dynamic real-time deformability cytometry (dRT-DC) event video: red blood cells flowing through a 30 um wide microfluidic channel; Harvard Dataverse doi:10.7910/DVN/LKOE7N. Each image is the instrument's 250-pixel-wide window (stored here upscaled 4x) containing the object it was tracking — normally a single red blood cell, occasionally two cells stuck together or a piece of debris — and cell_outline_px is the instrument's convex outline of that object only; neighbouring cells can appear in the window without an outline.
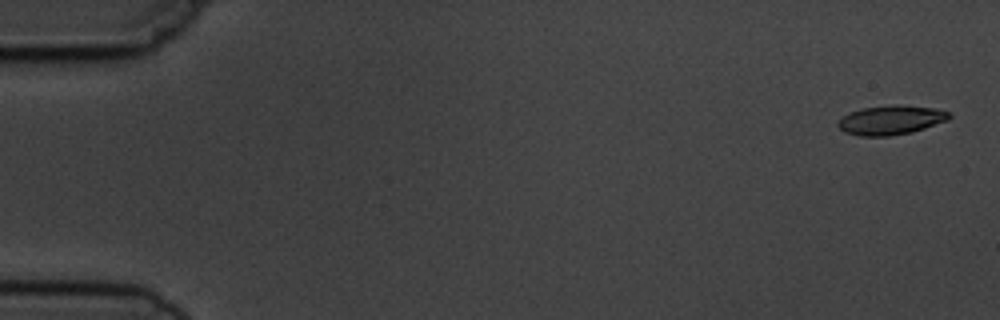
{"species": "common noctule bat (a hibernating species)", "species_latin": "Nyctalus noctula", "temperature_condition": "cold", "stored_images_in_passage": 6, "segment_of_instrument_passage": [1, 2], "camera_frame_rate_fps": 3000, "um_per_image_px": 0.085, "animal": {"sex": "male", "body_mass_g": 19.5, "forearm_length_mm": 54.6}, "frame": {"image": 1, "passage_image": 1, "time_ms": 0.0, "image_size_px": [1000, 320], "cell_outline_px": [[952, 116], [948, 120], [912, 132], [888, 136], [860, 136], [844, 132], [836, 124], [848, 112], [864, 108], [892, 104], [900, 104], [936, 108], [948, 112]], "centroid_in_image_um": [75.73, 10.19], "position_along_channel_um": 9.3, "area_um2": 19.02}}
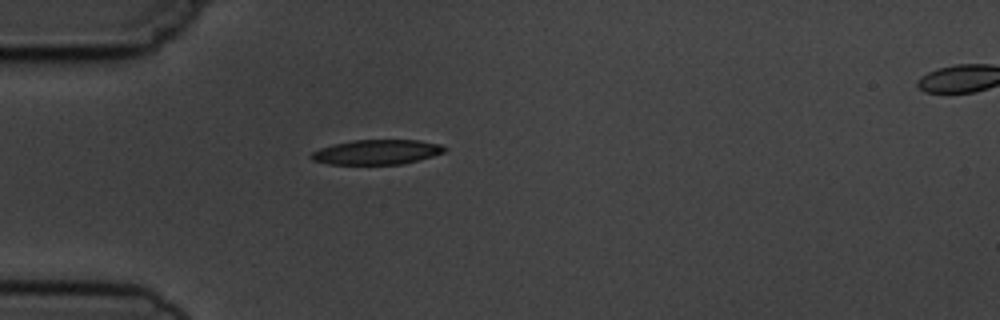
{"frame": {"image": 2, "passage_image": 5, "time_ms": 4.667, "image_size_px": [1000, 320], "cell_outline_px": [[448, 148], [444, 152], [432, 156], [400, 164], [328, 164], [312, 160], [308, 156], [312, 152], [320, 148], [332, 144], [352, 140], [420, 140], [440, 144]], "centroid_in_image_um": [31.99, 12.92], "position_along_channel_um": 53.0, "area_um2": 19.25}}